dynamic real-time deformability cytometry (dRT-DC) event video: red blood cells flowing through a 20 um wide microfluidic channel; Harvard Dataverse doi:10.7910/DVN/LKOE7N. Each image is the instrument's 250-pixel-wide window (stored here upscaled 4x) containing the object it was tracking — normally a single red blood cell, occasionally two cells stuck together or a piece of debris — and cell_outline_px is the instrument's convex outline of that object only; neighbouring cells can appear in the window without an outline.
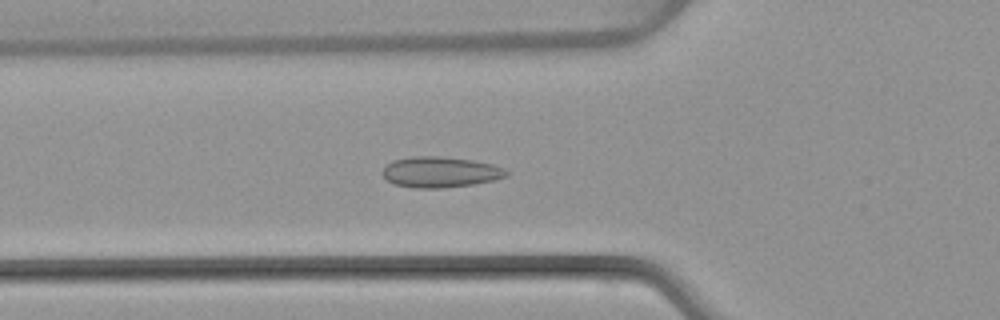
{"species": "common noctule bat (a hibernating species)", "species_latin": "Nyctalus noctula", "temperature_condition": "warm", "stored_images_in_passage": 50, "camera_frame_rate_fps": 3000, "um_per_image_px": 0.085, "animal": {"sex": "female", "body_mass_g": 22.7, "forearm_length_mm": 54.2}, "frame": {"image": 1, "passage_image": 17, "time_ms": 5.333, "image_size_px": [1000, 320], "cell_outline_px": [[508, 176], [496, 180], [472, 184], [440, 188], [412, 188], [396, 184], [388, 180], [380, 172], [392, 160], [412, 156], [440, 156], [472, 160], [492, 164], [504, 168], [508, 172]], "centroid_in_image_um": [37.43, 14.62], "position_along_channel_um": 88.4, "area_um2": 22.2}}
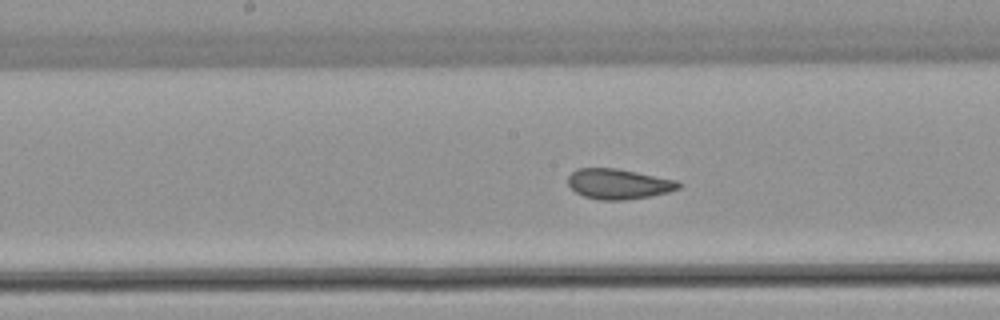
{"frame": {"image": 2, "passage_image": 25, "time_ms": 8.0, "image_size_px": [1000, 320], "cell_outline_px": [[684, 184], [680, 188], [668, 192], [648, 196], [624, 200], [600, 200], [584, 196], [576, 192], [568, 184], [568, 176], [576, 168], [616, 168], [676, 180]], "centroid_in_image_um": [52.58, 15.63], "position_along_channel_um": 195.6, "area_um2": 19.42}}
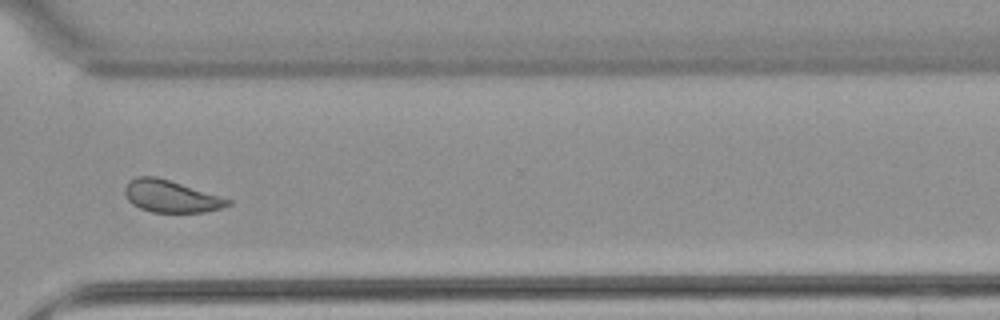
{"frame": {"image": 3, "passage_image": 37, "time_ms": 12.0, "image_size_px": [1000, 320], "cell_outline_px": [[232, 204], [220, 208], [204, 212], [152, 212], [140, 208], [132, 204], [128, 200], [124, 192], [124, 188], [128, 180], [136, 176], [156, 176], [220, 196], [232, 200]], "centroid_in_image_um": [14.49, 16.68], "position_along_channel_um": 356.1, "area_um2": 19.19}, "authors_computed_cell_mechanics": {"area_um2": 20.3745, "velocity_mm_per_s": 4.0099, "shape_relaxation_time_tau1_ms": null, "shape_relaxation_time_tau2_ms": 1.033, "deformation_change_tau1": null, "deformation_change_tau2": 0.0617}}